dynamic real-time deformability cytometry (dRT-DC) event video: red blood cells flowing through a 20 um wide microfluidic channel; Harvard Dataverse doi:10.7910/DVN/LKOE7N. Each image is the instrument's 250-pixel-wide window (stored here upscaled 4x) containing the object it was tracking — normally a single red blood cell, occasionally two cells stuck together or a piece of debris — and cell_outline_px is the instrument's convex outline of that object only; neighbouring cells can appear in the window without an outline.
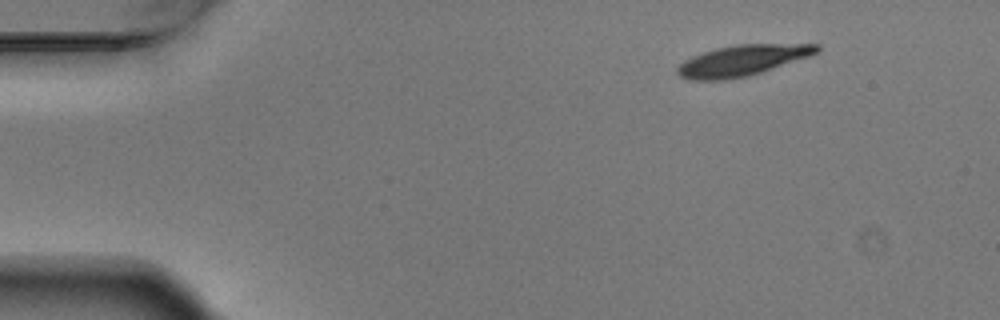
{"species": "Egyptian fruit bat (a non-hibernating species)", "species_latin": "Rousettus aegyptiacus", "temperature_condition": "warm", "stored_images_in_passage": 6, "segment_of_instrument_passage": [2, 2], "camera_frame_rate_fps": 3000, "um_per_image_px": 0.085, "animal": {"sex": "male"}, "frame": {"image": 1, "passage_image": 6, "time_ms": 1.667, "image_size_px": [1000, 320], "cell_outline_px": [[820, 48], [816, 52], [808, 56], [748, 76], [724, 80], [692, 80], [680, 76], [676, 72], [676, 68], [684, 60], [692, 56], [716, 48], [736, 44], [820, 44]], "centroid_in_image_um": [63.04, 5.14], "position_along_channel_um": 22.0, "area_um2": 24.68}}